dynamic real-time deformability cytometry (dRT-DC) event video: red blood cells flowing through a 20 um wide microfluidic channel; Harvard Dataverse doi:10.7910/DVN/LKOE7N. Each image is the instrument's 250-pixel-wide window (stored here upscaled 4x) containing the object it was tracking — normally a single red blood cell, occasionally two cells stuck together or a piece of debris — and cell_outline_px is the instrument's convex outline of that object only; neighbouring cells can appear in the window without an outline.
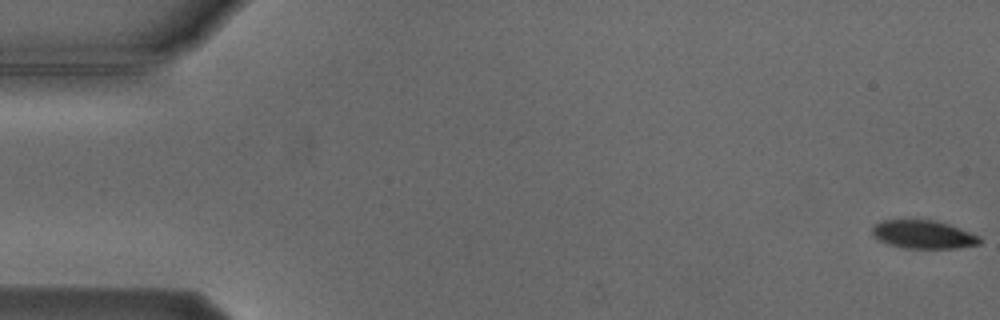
{"species": "Egyptian fruit bat (a non-hibernating species)", "species_latin": "Rousettus aegyptiacus", "temperature_condition": "cold", "stored_images_in_passage": 9, "camera_frame_rate_fps": 3000, "um_per_image_px": 0.085, "animal": {"sex": "male"}, "frame": {"image": 1, "passage_image": 1, "time_ms": 0.0, "image_size_px": [1000, 320], "cell_outline_px": [[980, 244], [960, 248], [904, 248], [888, 244], [880, 240], [872, 232], [872, 224], [880, 220], [936, 220], [960, 228], [980, 236]], "centroid_in_image_um": [78.49, 19.92], "position_along_channel_um": 6.5, "area_um2": 17.74}}
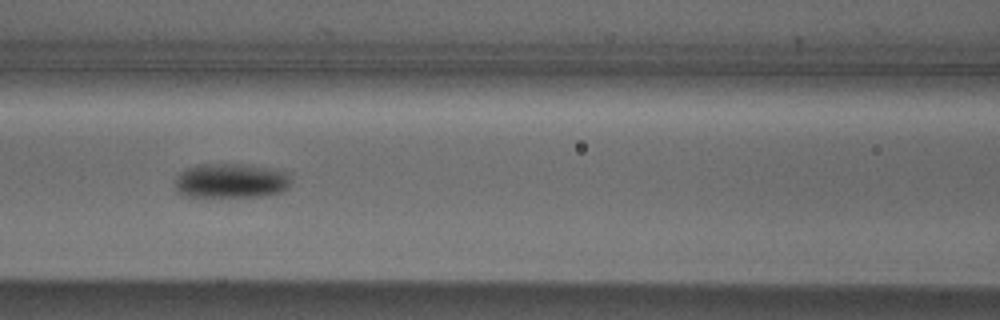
{"frame": {"image": 2, "passage_image": 7, "time_ms": 7.667, "image_size_px": [1000, 320], "cell_outline_px": [[292, 172], [288, 188], [280, 192], [264, 196], [184, 196], [176, 192], [176, 176], [180, 172], [188, 168], [200, 164], [240, 164], [268, 168]], "centroid_in_image_um": [19.65, 15.36], "position_along_channel_um": 146.9, "area_um2": 23.41}}
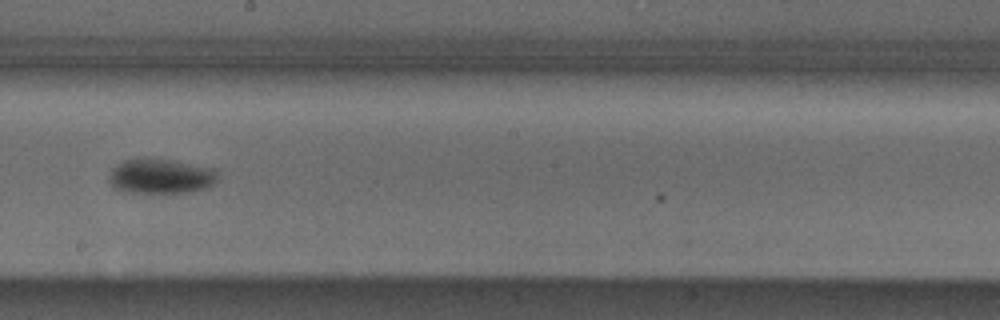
{"frame": {"image": 3, "passage_image": 9, "time_ms": 10.0, "image_size_px": [1000, 320], "cell_outline_px": [[216, 184], [208, 188], [192, 192], [120, 192], [108, 180], [108, 176], [112, 168], [124, 160], [168, 160], [216, 168]], "centroid_in_image_um": [13.69, 15.01], "position_along_channel_um": 234.5, "area_um2": 21.79}}